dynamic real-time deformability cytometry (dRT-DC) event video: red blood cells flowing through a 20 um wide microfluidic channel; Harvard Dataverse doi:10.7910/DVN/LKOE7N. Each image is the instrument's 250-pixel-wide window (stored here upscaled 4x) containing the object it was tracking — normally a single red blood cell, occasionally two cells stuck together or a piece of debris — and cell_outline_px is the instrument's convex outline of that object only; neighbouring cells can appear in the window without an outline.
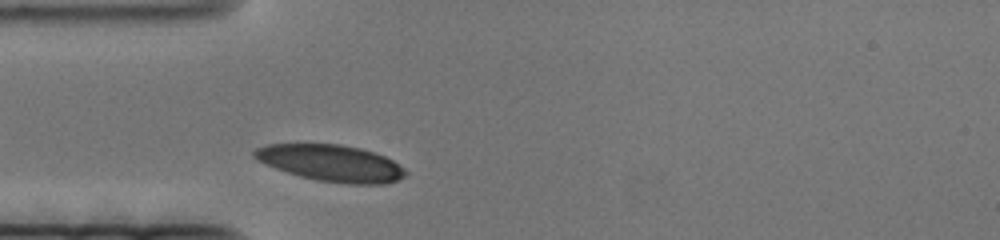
{"species": "human", "species_latin": "Homo sapiens", "temperature_condition": "cold", "stored_images_in_passage": 52, "camera_frame_rate_fps": 3000, "um_per_image_px": 0.085, "donor": {"sex": "female"}, "frame": {"image": 1, "passage_image": 1, "time_ms": 0.0, "image_size_px": [1000, 240], "cell_outline_px": [[408, 172], [404, 176], [396, 180], [384, 184], [348, 184], [316, 180], [300, 176], [264, 164], [256, 160], [252, 156], [252, 152], [256, 148], [268, 144], [340, 144], [360, 148], [384, 156], [392, 160], [404, 168]], "centroid_in_image_um": [28.12, 13.86], "position_along_channel_um": 56.9, "area_um2": 32.14}}
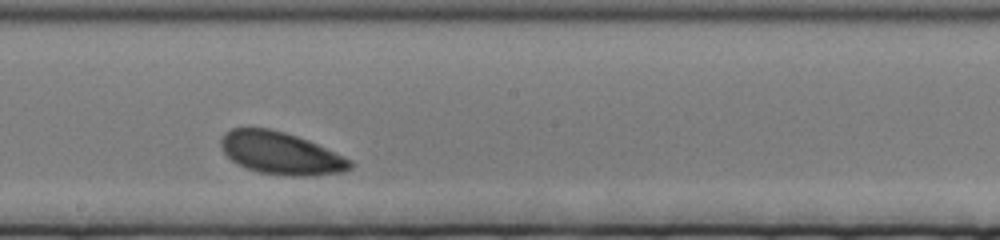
{"frame": {"image": 2, "passage_image": 22, "time_ms": 7.0, "image_size_px": [1000, 240], "cell_outline_px": [[352, 168], [344, 172], [312, 176], [288, 176], [260, 172], [236, 164], [224, 152], [220, 144], [220, 140], [224, 132], [232, 128], [268, 128], [284, 132], [308, 140], [352, 160]], "centroid_in_image_um": [23.87, 13.03], "position_along_channel_um": 224.3, "area_um2": 31.85}}
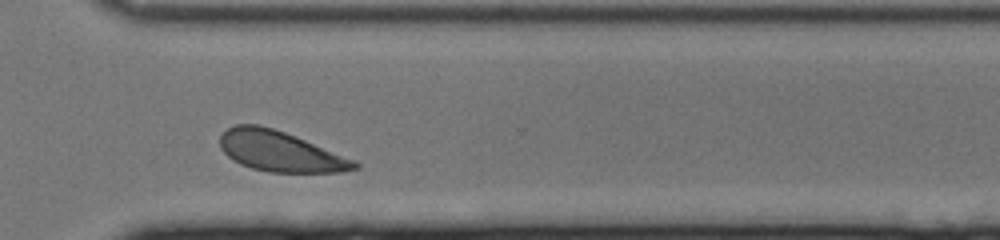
{"frame": {"image": 3, "passage_image": 37, "time_ms": 12.0, "image_size_px": [1000, 240], "cell_outline_px": [[360, 168], [344, 172], [268, 172], [252, 168], [240, 164], [232, 160], [220, 148], [220, 136], [228, 128], [236, 124], [260, 124], [284, 132], [304, 140], [352, 160], [360, 164]], "centroid_in_image_um": [23.75, 12.87], "position_along_channel_um": 346.8, "area_um2": 31.21}}